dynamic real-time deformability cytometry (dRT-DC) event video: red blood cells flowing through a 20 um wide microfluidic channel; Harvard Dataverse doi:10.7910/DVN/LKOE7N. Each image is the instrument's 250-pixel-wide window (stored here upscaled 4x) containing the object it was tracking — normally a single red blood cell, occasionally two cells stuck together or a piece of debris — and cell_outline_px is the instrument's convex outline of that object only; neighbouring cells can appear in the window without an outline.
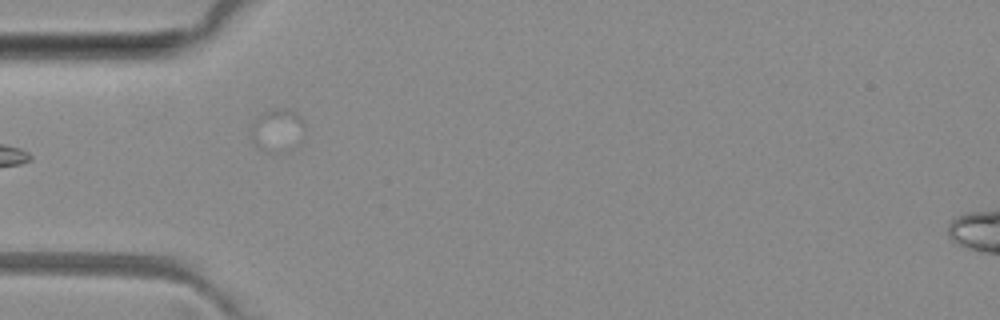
{"species": "common noctule bat (a hibernating species)", "species_latin": "Nyctalus noctula", "temperature_condition": "room temperature", "stored_images_in_passage": 7, "camera_frame_rate_fps": 3000, "um_per_image_px": 0.085, "animal": {"sex": "female", "body_mass_g": 29.2, "forearm_length_mm": 56.3}, "frame": {"image": 1, "passage_image": 6, "time_ms": 5.667, "image_size_px": [1000, 320], "cell_outline_px": [[304, 140], [264, 148], [256, 144], [252, 140], [252, 124], [264, 112], [276, 108], [284, 108], [296, 112], [300, 116], [304, 124]], "centroid_in_image_um": [23.61, 10.89], "position_along_channel_um": 61.4, "area_um2": 11.85}}